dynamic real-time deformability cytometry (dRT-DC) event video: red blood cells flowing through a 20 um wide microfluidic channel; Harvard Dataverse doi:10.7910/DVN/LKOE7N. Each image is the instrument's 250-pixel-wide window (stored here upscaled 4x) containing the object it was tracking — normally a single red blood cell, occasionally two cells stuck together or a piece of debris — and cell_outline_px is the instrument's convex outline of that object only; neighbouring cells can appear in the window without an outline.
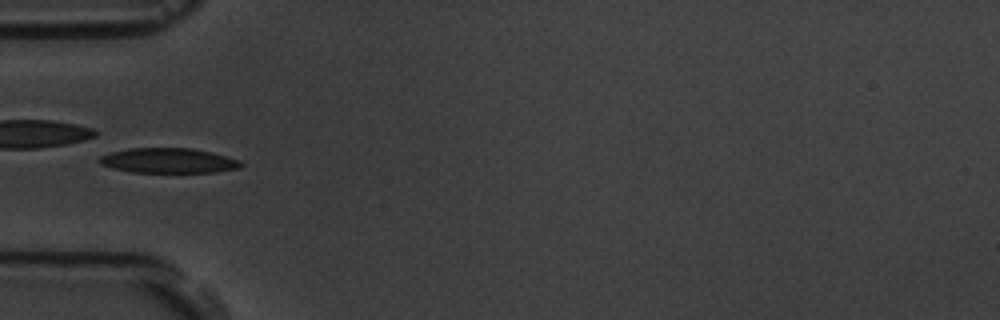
{"species": "common noctule bat (a hibernating species)", "species_latin": "Nyctalus noctula", "temperature_condition": "room temperature", "stored_images_in_passage": 13, "camera_frame_rate_fps": 3000, "um_per_image_px": 0.085, "animal": {"sex": "male", "body_mass_g": 19.5, "forearm_length_mm": 54.6}, "frame": {"image": 1, "passage_image": 3, "time_ms": 2.333, "image_size_px": [1000, 320], "cell_outline_px": [[244, 164], [240, 168], [216, 172], [132, 172], [112, 168], [100, 164], [96, 160], [100, 156], [112, 152], [128, 148], [192, 148], [212, 152], [240, 160]], "centroid_in_image_um": [14.32, 13.65], "position_along_channel_um": 70.7, "area_um2": 20.69}, "authors_computed_cell_mechanics": {"area_um2": 20.0566, "velocity_mm_per_s": 3.5595, "shape_relaxation_time_tau1_ms": 3.6973, "shape_relaxation_time_tau2_ms": 1.1629, "deformation_change_tau1": 0.1062, "deformation_change_tau2": 0.0485}}